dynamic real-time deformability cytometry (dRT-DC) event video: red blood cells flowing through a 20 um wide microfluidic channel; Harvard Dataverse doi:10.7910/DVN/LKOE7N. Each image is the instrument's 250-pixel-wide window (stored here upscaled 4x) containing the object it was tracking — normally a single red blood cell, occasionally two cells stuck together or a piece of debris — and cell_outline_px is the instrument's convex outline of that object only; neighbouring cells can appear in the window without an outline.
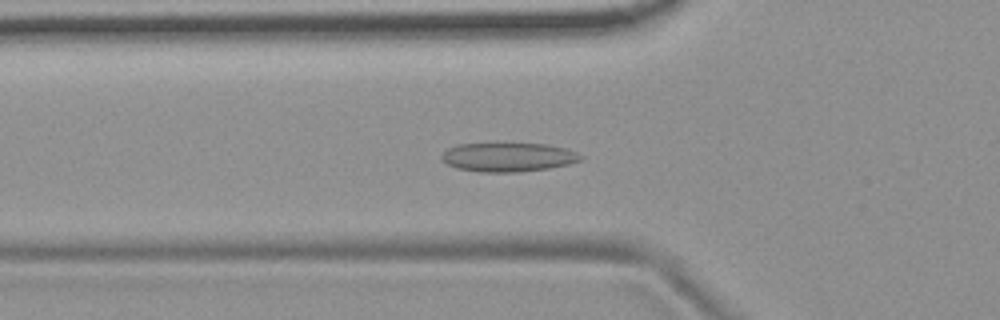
{"species": "common noctule bat (a hibernating species)", "species_latin": "Nyctalus noctula", "temperature_condition": "room temperature", "stored_images_in_passage": 55, "camera_frame_rate_fps": 3000, "um_per_image_px": 0.085, "animal": {"sex": "female", "body_mass_g": 19.9}, "frame": {"image": 1, "passage_image": 19, "time_ms": 6.0, "image_size_px": [1000, 320], "cell_outline_px": [[584, 156], [580, 160], [568, 164], [548, 168], [516, 172], [480, 172], [456, 168], [448, 164], [440, 156], [448, 148], [460, 144], [548, 144], [564, 148], [576, 152]], "centroid_in_image_um": [43.2, 13.36], "position_along_channel_um": 82.6, "area_um2": 23.18}}
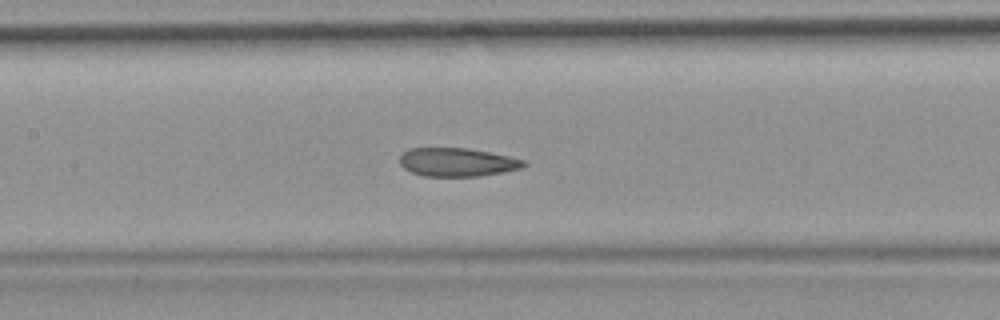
{"frame": {"image": 2, "passage_image": 26, "time_ms": 8.333, "image_size_px": [1000, 320], "cell_outline_px": [[528, 164], [520, 168], [504, 172], [480, 176], [424, 176], [412, 172], [404, 168], [400, 164], [400, 156], [408, 148], [468, 148], [508, 156], [524, 160]], "centroid_in_image_um": [38.86, 13.78], "position_along_channel_um": 168.5, "area_um2": 20.52}}
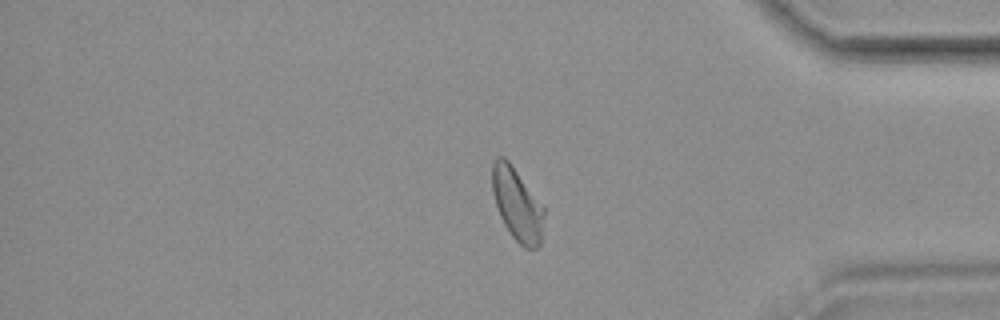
{"frame": {"image": 3, "passage_image": 46, "time_ms": 15.0, "image_size_px": [1000, 320], "cell_outline_px": [[544, 216], [540, 244], [536, 248], [524, 248], [512, 236], [504, 224], [500, 216], [492, 192], [492, 164], [496, 156], [504, 156], [512, 164], [544, 208]], "centroid_in_image_um": [43.94, 17.35], "position_along_channel_um": 391.3, "area_um2": 21.79}, "authors_computed_cell_mechanics": {"area_um2": 22.4264, "velocity_mm_per_s": 3.6704, "shape_relaxation_time_tau1_ms": 9.5635, "shape_relaxation_time_tau2_ms": 2.5705, "deformation_change_tau1": 0.1617, "deformation_change_tau2": 0.0698}}